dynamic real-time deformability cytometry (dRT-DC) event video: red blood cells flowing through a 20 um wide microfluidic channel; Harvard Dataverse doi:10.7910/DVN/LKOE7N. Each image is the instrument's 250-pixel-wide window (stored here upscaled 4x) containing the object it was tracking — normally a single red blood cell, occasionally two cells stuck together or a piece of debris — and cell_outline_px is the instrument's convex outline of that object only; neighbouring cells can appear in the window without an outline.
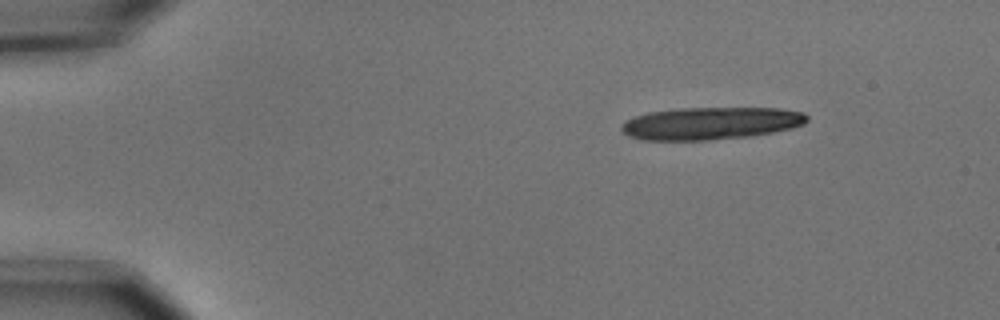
{"species": "common noctule bat (a hibernating species)", "species_latin": "Nyctalus noctula", "temperature_condition": "cold", "stored_images_in_passage": 4, "camera_frame_rate_fps": 3000, "um_per_image_px": 0.085, "animal": {"sex": "male", "body_mass_g": 15.6}, "frame": {"image": 1, "passage_image": 4, "time_ms": 1.0, "image_size_px": [1000, 320], "cell_outline_px": [[808, 120], [804, 124], [792, 128], [752, 136], [708, 140], [644, 140], [628, 136], [620, 128], [620, 124], [624, 120], [648, 112], [676, 108], [780, 108], [804, 112], [808, 116]], "centroid_in_image_um": [60.4, 10.48], "position_along_channel_um": 24.6, "area_um2": 35.37}}